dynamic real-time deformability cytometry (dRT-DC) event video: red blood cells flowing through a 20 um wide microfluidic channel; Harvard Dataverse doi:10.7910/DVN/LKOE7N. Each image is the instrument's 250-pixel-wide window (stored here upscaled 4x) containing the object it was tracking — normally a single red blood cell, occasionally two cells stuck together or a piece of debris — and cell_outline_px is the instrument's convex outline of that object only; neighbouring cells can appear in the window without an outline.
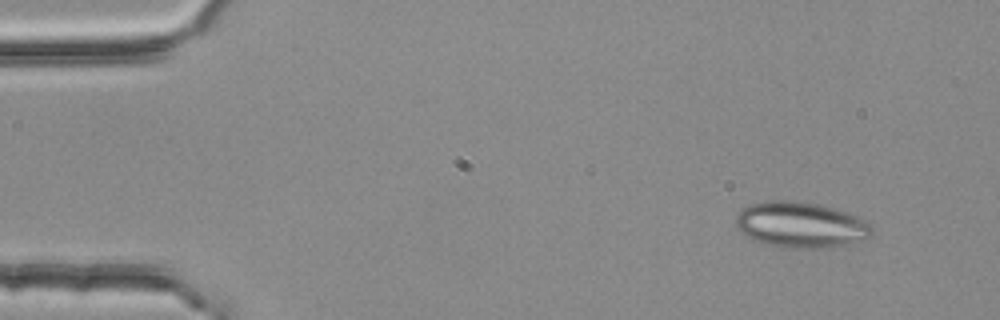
{"species": "common noctule bat (a hibernating species)", "species_latin": "Nyctalus noctula", "temperature_condition": "room temperature", "stored_images_in_passage": 3, "camera_frame_rate_fps": 3000, "um_per_image_px": 0.085, "animal": {"sex": "female", "body_mass_g": 25.1}, "frame": {"image": 1, "passage_image": 1, "time_ms": 0.0, "image_size_px": [1000, 320], "cell_outline_px": [[876, 232], [844, 248], [784, 248], [764, 244], [752, 240], [736, 228], [736, 216], [744, 208], [752, 204], [768, 200], [792, 200], [820, 204], [848, 212], [872, 224]], "centroid_in_image_um": [68.11, 19.13], "position_along_channel_um": 16.9, "area_um2": 37.05}}